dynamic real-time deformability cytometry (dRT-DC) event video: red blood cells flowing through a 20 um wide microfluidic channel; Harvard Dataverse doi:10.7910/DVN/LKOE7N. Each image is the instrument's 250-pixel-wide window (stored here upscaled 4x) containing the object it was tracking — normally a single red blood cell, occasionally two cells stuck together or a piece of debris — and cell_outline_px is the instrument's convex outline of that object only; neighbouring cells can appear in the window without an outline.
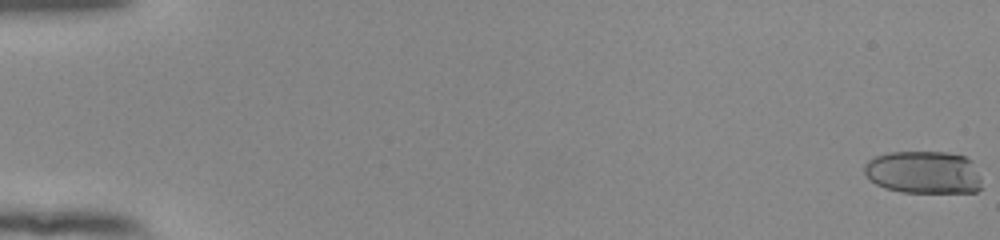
{"species": "human", "species_latin": "Homo sapiens", "temperature_condition": "room temperature", "stored_images_in_passage": 55, "camera_frame_rate_fps": 3000, "um_per_image_px": 0.085, "donor": {"sex": "female"}, "frame": {"image": 1, "passage_image": 1, "time_ms": 0.0, "image_size_px": [1000, 240], "cell_outline_px": [[980, 188], [976, 192], [900, 192], [884, 188], [868, 180], [864, 172], [864, 164], [868, 160], [876, 156], [888, 152], [948, 152], [964, 156], [972, 160], [980, 176]], "centroid_in_image_um": [78.48, 14.65], "position_along_channel_um": 6.5, "area_um2": 29.54}}
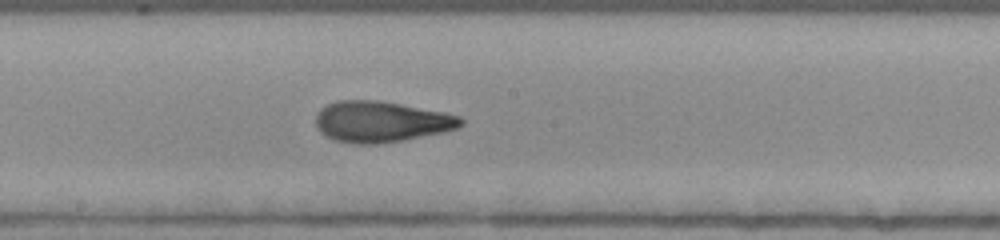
{"frame": {"image": 2, "passage_image": 32, "time_ms": 10.333, "image_size_px": [1000, 240], "cell_outline_px": [[464, 124], [456, 128], [444, 132], [404, 140], [372, 144], [356, 144], [336, 140], [320, 132], [316, 124], [316, 116], [320, 108], [336, 100], [376, 100], [400, 104], [444, 112], [460, 116], [464, 120]], "centroid_in_image_um": [32.4, 10.34], "position_along_channel_um": 215.8, "area_um2": 34.51}}
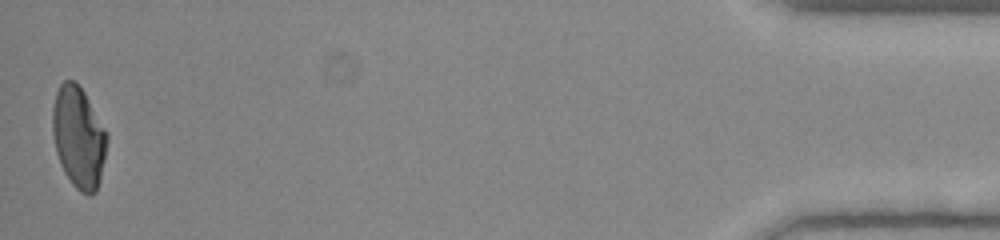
{"frame": {"image": 3, "passage_image": 55, "time_ms": 18.0, "image_size_px": [1000, 240], "cell_outline_px": [[108, 140], [100, 180], [96, 192], [88, 196], [80, 192], [72, 184], [64, 172], [60, 164], [56, 152], [52, 132], [52, 108], [56, 92], [60, 84], [64, 80], [72, 80], [84, 92], [108, 132]], "centroid_in_image_um": [6.68, 11.69], "position_along_channel_um": 428.5, "area_um2": 32.43}, "authors_computed_cell_mechanics": {"area_um2": 32.7148, "velocity_mm_per_s": 3.886, "shape_relaxation_time_tau1_ms": 7.4073, "shape_relaxation_time_tau2_ms": 1.2272, "deformation_change_tau1": 0.2603, "deformation_change_tau2": 0.0854}}